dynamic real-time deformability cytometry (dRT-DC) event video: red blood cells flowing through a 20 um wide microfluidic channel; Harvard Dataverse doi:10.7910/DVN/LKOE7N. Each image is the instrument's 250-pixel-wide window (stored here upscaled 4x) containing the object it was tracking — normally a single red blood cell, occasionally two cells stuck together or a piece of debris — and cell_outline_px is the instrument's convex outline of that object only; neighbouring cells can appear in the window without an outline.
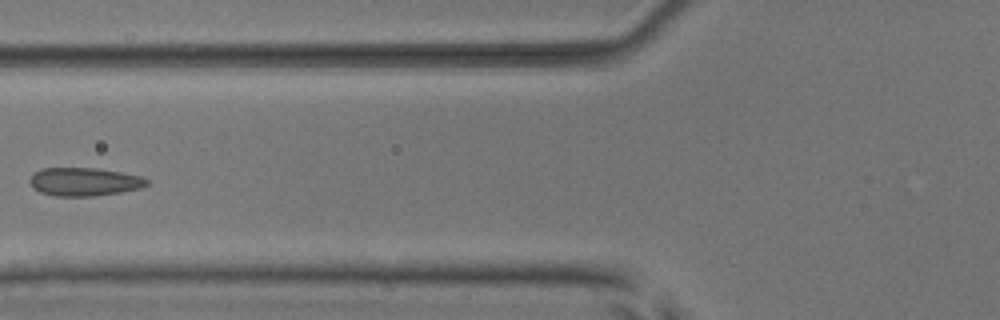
{"species": "common noctule bat (a hibernating species)", "species_latin": "Nyctalus noctula", "temperature_condition": "room temperature", "stored_images_in_passage": 3, "camera_frame_rate_fps": 3000, "um_per_image_px": 0.085, "animal": {"sex": "male", "body_mass_g": 17.9, "forearm_length_mm": 54.2}, "frame": {"image": 1, "passage_image": 3, "time_ms": 0.667, "image_size_px": [1000, 320], "cell_outline_px": [[152, 180], [148, 184], [140, 188], [120, 192], [92, 196], [56, 196], [40, 192], [32, 188], [28, 180], [40, 168], [96, 168], [120, 172], [140, 176]], "centroid_in_image_um": [7.16, 15.45], "position_along_channel_um": 118.6, "area_um2": 19.31}}